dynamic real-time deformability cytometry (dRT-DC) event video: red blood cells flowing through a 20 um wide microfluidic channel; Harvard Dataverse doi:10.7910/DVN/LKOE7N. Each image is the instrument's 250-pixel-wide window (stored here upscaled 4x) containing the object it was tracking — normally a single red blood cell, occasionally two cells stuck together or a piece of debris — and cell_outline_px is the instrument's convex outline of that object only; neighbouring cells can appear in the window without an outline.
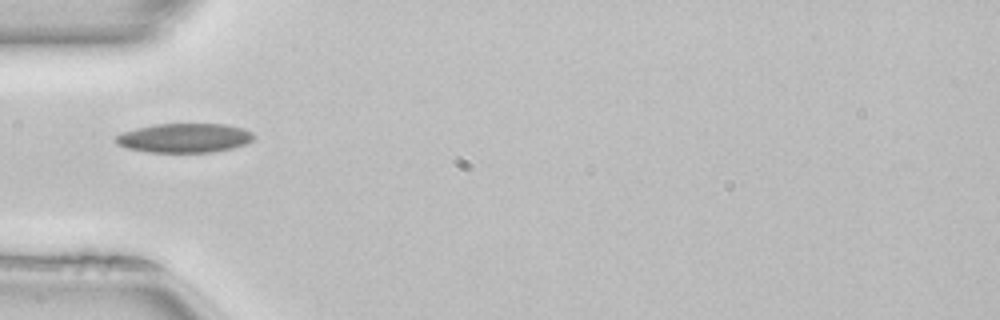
{"species": "common noctule bat (a hibernating species)", "species_latin": "Nyctalus noctula", "temperature_condition": "room temperature", "stored_images_in_passage": 15, "camera_frame_rate_fps": 3000, "um_per_image_px": 0.085, "animal": {"sex": "female", "body_mass_g": 22.7, "forearm_length_mm": 54.2}, "frame": {"image": 1, "passage_image": 1, "time_ms": 0.0, "image_size_px": [1000, 320], "cell_outline_px": [[256, 136], [252, 140], [244, 144], [232, 148], [212, 152], [148, 152], [128, 148], [116, 144], [116, 136], [124, 132], [136, 128], [156, 124], [224, 124], [244, 128], [252, 132]], "centroid_in_image_um": [15.7, 11.72], "position_along_channel_um": 69.3, "area_um2": 23.41}}